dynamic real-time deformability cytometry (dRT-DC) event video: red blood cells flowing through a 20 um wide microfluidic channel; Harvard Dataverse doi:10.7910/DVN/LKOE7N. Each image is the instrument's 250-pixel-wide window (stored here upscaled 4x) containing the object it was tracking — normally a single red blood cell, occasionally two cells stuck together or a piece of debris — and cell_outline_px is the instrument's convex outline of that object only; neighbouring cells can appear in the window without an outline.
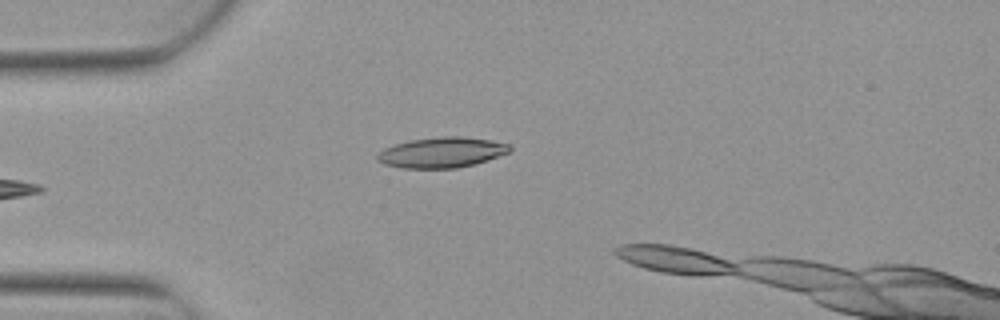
{"species": "Egyptian fruit bat (a non-hibernating species)", "species_latin": "Rousettus aegyptiacus", "temperature_condition": "warm", "stored_images_in_passage": 4, "camera_frame_rate_fps": 3000, "um_per_image_px": 0.085, "animal": {"sex": "female"}, "frame": {"image": 1, "passage_image": 4, "time_ms": 1.0, "image_size_px": [1000, 320], "cell_outline_px": [[512, 152], [488, 160], [456, 168], [400, 168], [384, 164], [376, 160], [376, 156], [384, 148], [408, 140], [440, 136], [460, 136], [492, 140], [508, 144], [512, 148]], "centroid_in_image_um": [37.56, 12.95], "position_along_channel_um": 47.4, "area_um2": 23.64}}